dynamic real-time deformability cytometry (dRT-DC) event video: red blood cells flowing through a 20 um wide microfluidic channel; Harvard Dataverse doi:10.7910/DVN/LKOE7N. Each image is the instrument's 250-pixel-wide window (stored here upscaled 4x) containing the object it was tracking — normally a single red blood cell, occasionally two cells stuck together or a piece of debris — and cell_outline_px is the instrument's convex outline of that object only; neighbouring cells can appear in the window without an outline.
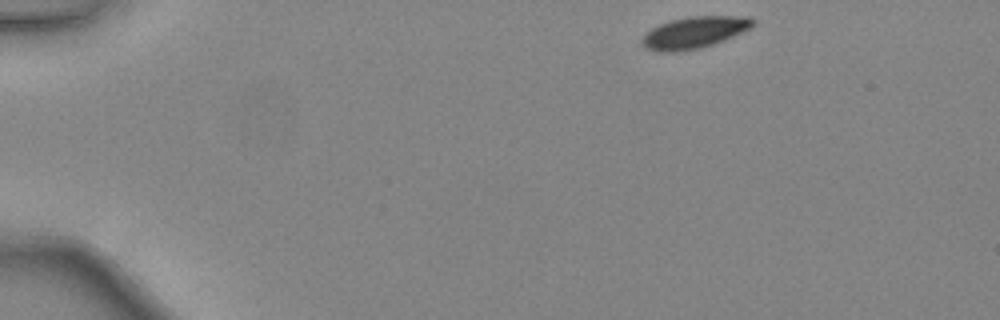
{"species": "common noctule bat (a hibernating species)", "species_latin": "Nyctalus noctula", "temperature_condition": "warm", "stored_images_in_passage": 41, "camera_frame_rate_fps": 3000, "um_per_image_px": 0.085, "animal": {"sex": "female", "body_mass_g": 24.6, "forearm_length_mm": 56.2}, "frame": {"image": 1, "passage_image": 1, "time_ms": 0.0, "image_size_px": [1000, 320], "cell_outline_px": [[756, 20], [748, 28], [724, 40], [700, 48], [676, 52], [660, 52], [648, 48], [640, 40], [644, 32], [660, 24], [672, 20], [688, 16], [748, 16]], "centroid_in_image_um": [58.98, 2.75], "position_along_channel_um": 26.0, "area_um2": 20.23}}
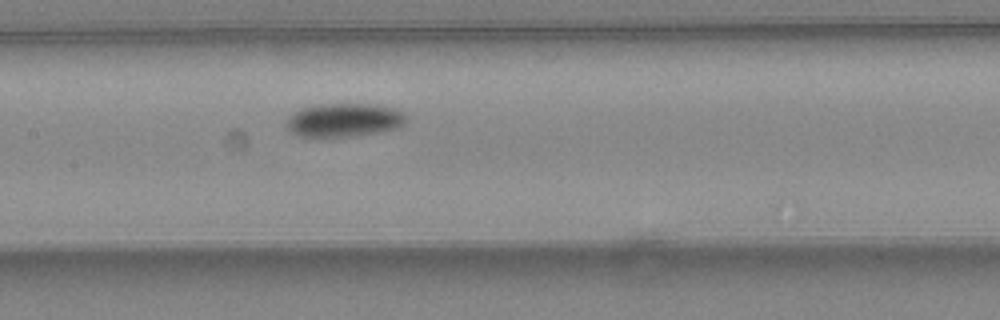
{"frame": {"image": 2, "passage_image": 18, "time_ms": 5.667, "image_size_px": [1000, 320], "cell_outline_px": [[404, 124], [396, 128], [380, 132], [352, 136], [300, 136], [288, 132], [284, 124], [288, 116], [292, 112], [300, 108], [320, 104], [376, 104], [396, 108], [404, 112]], "centroid_in_image_um": [29.19, 10.19], "position_along_channel_um": 178.2, "area_um2": 23.64}}
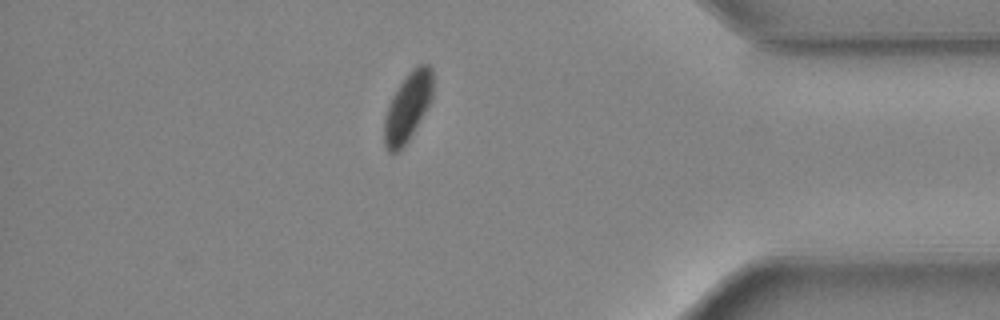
{"frame": {"image": 3, "passage_image": 35, "time_ms": 11.333, "image_size_px": [1000, 320], "cell_outline_px": [[432, 96], [424, 112], [408, 140], [400, 152], [388, 152], [384, 144], [384, 120], [388, 104], [392, 96], [408, 72], [416, 64], [428, 64], [432, 68]], "centroid_in_image_um": [34.63, 9.09], "position_along_channel_um": 400.6, "area_um2": 19.25}, "authors_computed_cell_mechanics": {"area_um2": 22.0796, "velocity_mm_per_s": 4.4243, "shape_relaxation_time_tau1_ms": 2.1871, "shape_relaxation_time_tau2_ms": null, "deformation_change_tau1": 0.0947, "deformation_change_tau2": null}}